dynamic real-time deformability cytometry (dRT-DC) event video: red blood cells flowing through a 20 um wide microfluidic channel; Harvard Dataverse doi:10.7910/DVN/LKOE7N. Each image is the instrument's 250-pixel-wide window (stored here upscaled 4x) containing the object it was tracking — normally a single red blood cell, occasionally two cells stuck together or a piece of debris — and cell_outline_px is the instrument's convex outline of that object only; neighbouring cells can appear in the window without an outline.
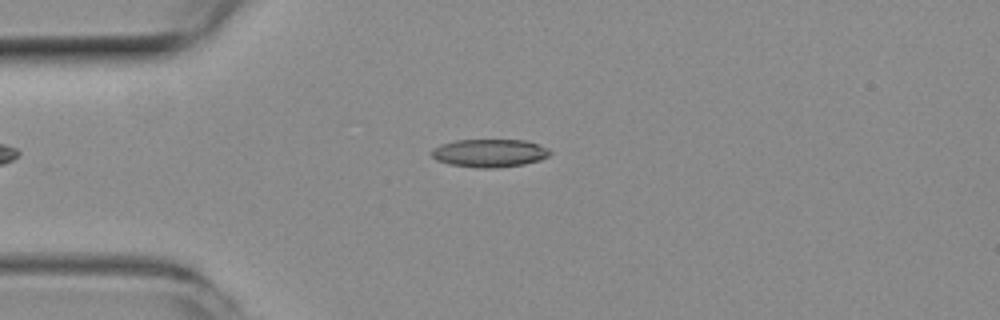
{"species": "common noctule bat (a hibernating species)", "species_latin": "Nyctalus noctula", "temperature_condition": "room temperature", "stored_images_in_passage": 46, "camera_frame_rate_fps": 3000, "um_per_image_px": 0.085, "animal": {"sex": "female", "body_mass_g": 19.3, "forearm_length_mm": 54.1}, "frame": {"image": 1, "passage_image": 7, "time_ms": 2.0, "image_size_px": [1000, 320], "cell_outline_px": [[552, 152], [548, 156], [540, 160], [524, 164], [496, 168], [476, 168], [448, 164], [436, 160], [428, 152], [432, 148], [440, 144], [456, 140], [524, 140], [548, 148]], "centroid_in_image_um": [41.56, 13.02], "position_along_channel_um": 43.4, "area_um2": 19.54}}
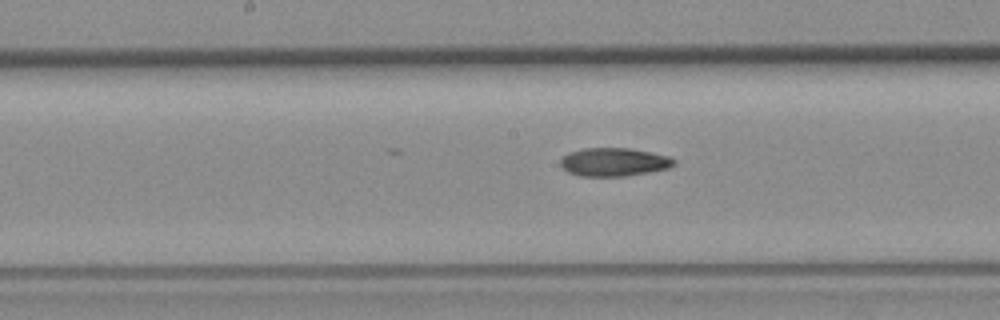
{"frame": {"image": 2, "passage_image": 20, "time_ms": 6.333, "image_size_px": [1000, 320], "cell_outline_px": [[676, 164], [668, 168], [648, 172], [624, 176], [580, 176], [568, 172], [560, 164], [560, 160], [568, 152], [584, 148], [628, 148], [668, 156], [676, 160]], "centroid_in_image_um": [52.17, 13.77], "position_along_channel_um": 196.0, "area_um2": 18.61}}
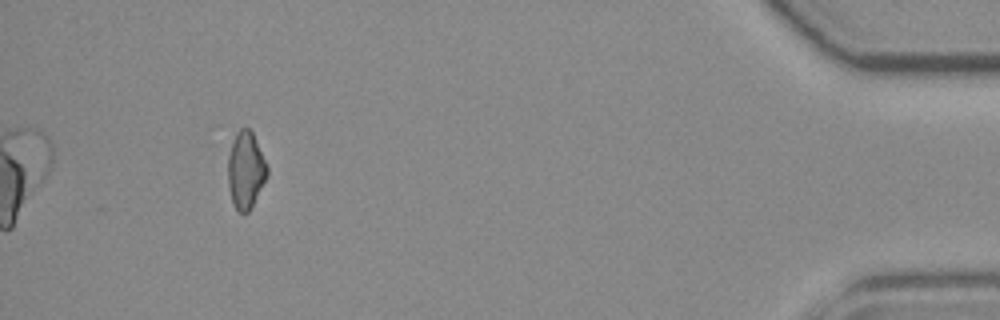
{"frame": {"image": 3, "passage_image": 42, "time_ms": 13.667, "image_size_px": [1000, 320], "cell_outline_px": [[268, 176], [248, 212], [244, 216], [236, 208], [232, 200], [228, 184], [228, 156], [236, 132], [240, 128], [248, 128], [252, 132], [268, 168]], "centroid_in_image_um": [20.88, 14.47], "position_along_channel_um": 414.3, "area_um2": 17.34}, "authors_computed_cell_mechanics": {"area_um2": 18.6694, "velocity_mm_per_s": 3.9589, "shape_relaxation_time_tau1_ms": 5.9344, "shape_relaxation_time_tau2_ms": 9.0906, "deformation_change_tau1": 0.1583, "deformation_change_tau2": 0.1783}}